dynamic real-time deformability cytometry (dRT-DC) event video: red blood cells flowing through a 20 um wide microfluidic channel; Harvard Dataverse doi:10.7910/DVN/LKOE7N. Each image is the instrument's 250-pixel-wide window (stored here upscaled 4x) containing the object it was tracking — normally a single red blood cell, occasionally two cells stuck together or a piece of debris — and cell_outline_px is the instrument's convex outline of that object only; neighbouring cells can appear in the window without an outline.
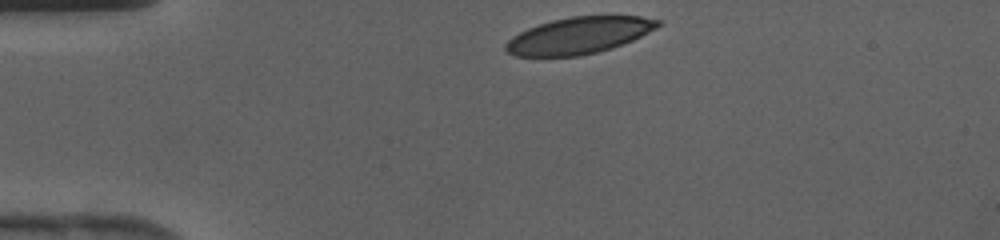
{"species": "human", "species_latin": "Homo sapiens", "temperature_condition": "cold", "stored_images_in_passage": 27, "camera_frame_rate_fps": 3000, "um_per_image_px": 0.085, "donor": {"sex": "female"}, "frame": {"image": 1, "passage_image": 1, "time_ms": 0.0, "image_size_px": [1000, 240], "cell_outline_px": [[664, 20], [656, 28], [632, 40], [612, 48], [580, 56], [516, 56], [508, 52], [504, 48], [504, 44], [512, 36], [528, 28], [552, 20], [572, 16], [640, 16]], "centroid_in_image_um": [49.21, 3.01], "position_along_channel_um": 35.8, "area_um2": 32.37}}
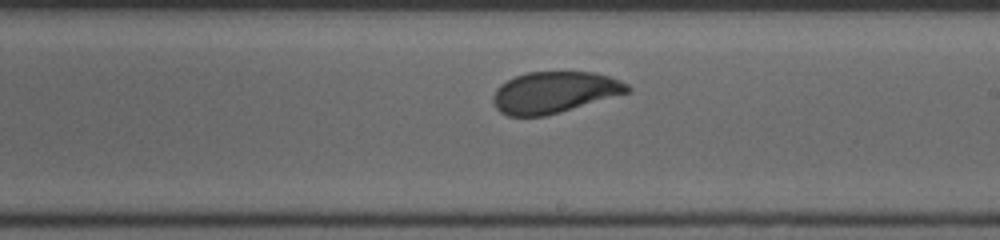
{"frame": {"image": 2, "passage_image": 17, "time_ms": 5.333, "image_size_px": [1000, 240], "cell_outline_px": [[632, 92], [544, 116], [508, 116], [500, 112], [496, 108], [492, 100], [492, 96], [496, 88], [500, 84], [516, 76], [528, 72], [596, 72], [620, 80], [628, 84], [632, 88]], "centroid_in_image_um": [47.13, 7.84], "position_along_channel_um": 241.9, "area_um2": 32.48}}
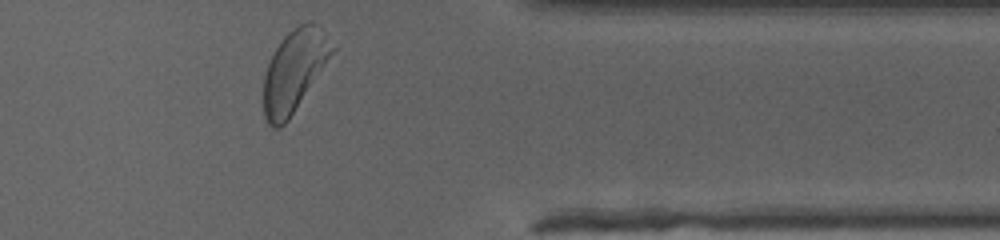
{"frame": {"image": 3, "passage_image": 27, "time_ms": 8.667, "image_size_px": [1000, 240], "cell_outline_px": [[336, 48], [288, 120], [280, 128], [272, 128], [268, 124], [264, 116], [264, 76], [268, 64], [276, 48], [284, 36], [292, 28], [308, 20], [312, 20], [316, 24]], "centroid_in_image_um": [24.99, 6.01], "position_along_channel_um": 386.4, "area_um2": 32.08}}